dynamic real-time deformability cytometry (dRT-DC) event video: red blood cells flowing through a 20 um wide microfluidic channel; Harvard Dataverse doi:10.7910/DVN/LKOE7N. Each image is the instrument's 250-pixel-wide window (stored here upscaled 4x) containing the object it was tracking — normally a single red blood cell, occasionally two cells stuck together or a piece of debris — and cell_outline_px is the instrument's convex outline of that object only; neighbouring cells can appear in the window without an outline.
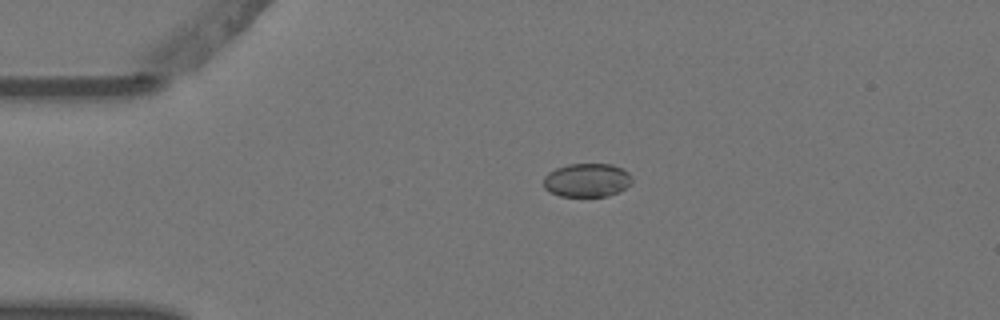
{"species": "Egyptian fruit bat (a non-hibernating species)", "species_latin": "Rousettus aegyptiacus", "temperature_condition": "warm", "stored_images_in_passage": 4, "camera_frame_rate_fps": 3000, "um_per_image_px": 0.085, "animal": {"sex": "female"}, "frame": {"image": 1, "passage_image": 3, "time_ms": 0.667, "image_size_px": [1000, 320], "cell_outline_px": [[632, 180], [620, 192], [608, 196], [560, 196], [548, 192], [544, 188], [544, 176], [548, 172], [556, 168], [568, 164], [612, 164], [624, 168], [632, 176]], "centroid_in_image_um": [49.88, 15.31], "position_along_channel_um": 35.1, "area_um2": 17.51}}